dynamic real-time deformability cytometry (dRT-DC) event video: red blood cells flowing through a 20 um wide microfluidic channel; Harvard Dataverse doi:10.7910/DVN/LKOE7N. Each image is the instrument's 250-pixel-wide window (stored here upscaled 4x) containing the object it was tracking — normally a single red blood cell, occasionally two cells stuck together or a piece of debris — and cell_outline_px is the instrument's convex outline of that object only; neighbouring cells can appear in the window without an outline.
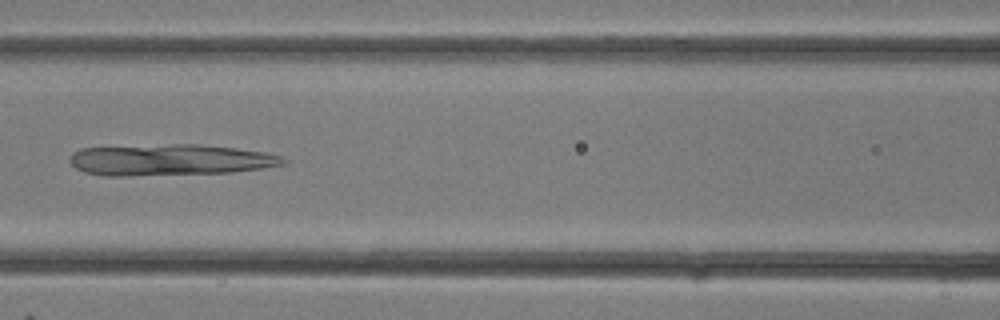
{"species": "common noctule bat (a hibernating species)", "species_latin": "Nyctalus noctula", "temperature_condition": "room temperature", "stored_images_in_passage": 19, "camera_frame_rate_fps": 3000, "um_per_image_px": 0.085, "animal": {"sex": "female"}, "frame": {"image": 1, "passage_image": 14, "time_ms": 4.333, "image_size_px": [1000, 320], "cell_outline_px": [[288, 160], [284, 164], [264, 168], [232, 172], [132, 176], [104, 176], [84, 172], [76, 168], [68, 160], [72, 152], [80, 148], [176, 144], [200, 144], [236, 148], [264, 152], [280, 156]], "centroid_in_image_um": [14.43, 13.59], "position_along_channel_um": 152.2, "area_um2": 39.07}}
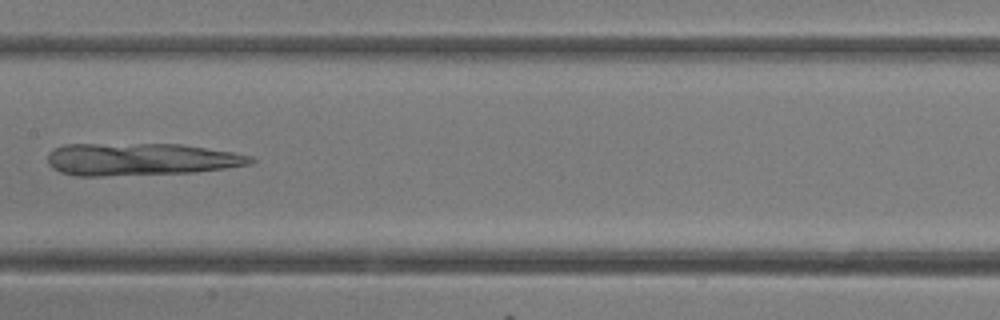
{"frame": {"image": 2, "passage_image": 16, "time_ms": 5.0, "image_size_px": [1000, 320], "cell_outline_px": [[256, 160], [252, 164], [196, 172], [100, 176], [76, 176], [60, 172], [52, 168], [48, 164], [48, 152], [52, 148], [64, 144], [180, 144], [232, 152], [252, 156]], "centroid_in_image_um": [11.91, 13.54], "position_along_channel_um": 195.5, "area_um2": 38.49}}
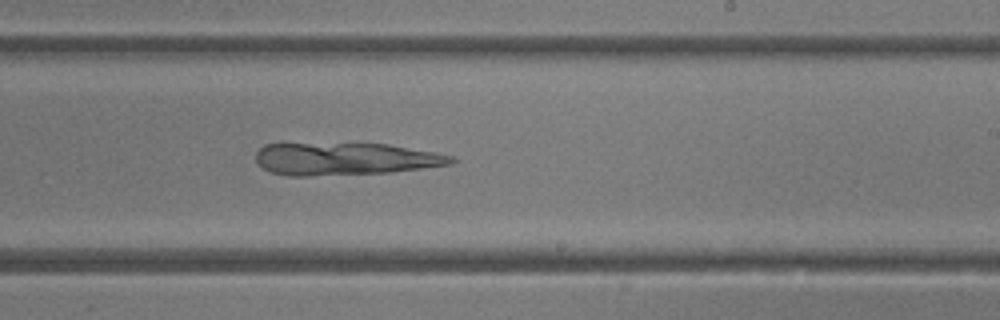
{"frame": {"image": 3, "passage_image": 19, "time_ms": 6.0, "image_size_px": [1000, 320], "cell_outline_px": [[460, 160], [452, 164], [392, 172], [308, 176], [288, 176], [272, 172], [264, 168], [256, 160], [256, 152], [264, 144], [284, 140], [388, 144], [436, 152], [456, 156]], "centroid_in_image_um": [29.28, 13.45], "position_along_channel_um": 259.7, "area_um2": 38.73}}